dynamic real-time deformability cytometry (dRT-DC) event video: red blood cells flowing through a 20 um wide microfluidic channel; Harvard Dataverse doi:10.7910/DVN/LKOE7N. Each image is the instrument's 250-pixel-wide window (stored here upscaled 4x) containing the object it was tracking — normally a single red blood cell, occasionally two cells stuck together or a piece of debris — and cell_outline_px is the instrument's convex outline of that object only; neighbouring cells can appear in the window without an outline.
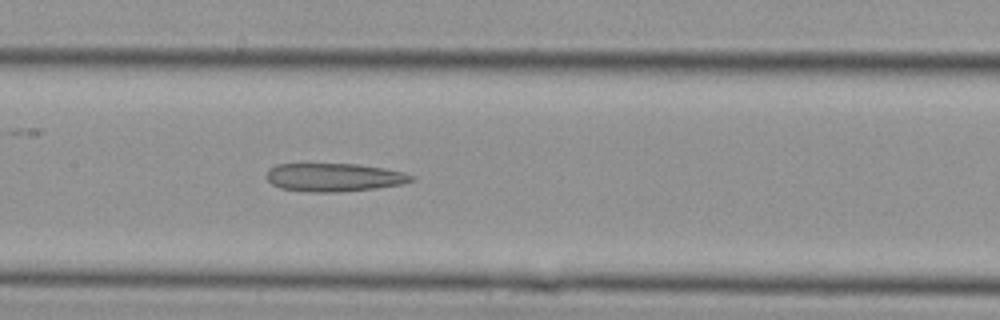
{"species": "Egyptian fruit bat (a non-hibernating species)", "species_latin": "Rousettus aegyptiacus", "temperature_condition": "cold", "stored_images_in_passage": 17, "camera_frame_rate_fps": 3000, "um_per_image_px": 0.085, "animal": {"sex": "female"}, "frame": {"image": 1, "passage_image": 15, "time_ms": 4.667, "image_size_px": [1000, 320], "cell_outline_px": [[416, 180], [404, 184], [376, 188], [336, 192], [312, 192], [280, 188], [272, 184], [268, 180], [268, 168], [276, 164], [356, 164], [384, 168], [404, 172], [416, 176]], "centroid_in_image_um": [28.45, 15.07], "position_along_channel_um": 178.9, "area_um2": 23.93}}
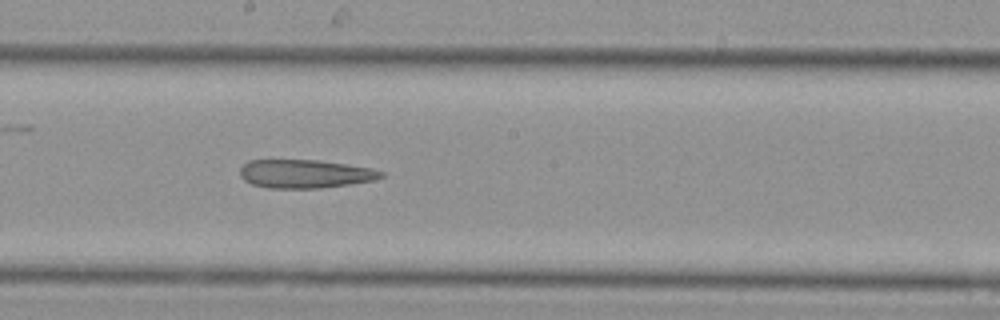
{"frame": {"image": 2, "passage_image": 17, "time_ms": 5.333, "image_size_px": [1000, 320], "cell_outline_px": [[384, 176], [372, 180], [348, 184], [320, 188], [268, 188], [252, 184], [244, 180], [240, 176], [240, 168], [248, 160], [316, 160], [372, 168], [384, 172]], "centroid_in_image_um": [25.89, 14.77], "position_along_channel_um": 222.3, "area_um2": 23.24}}